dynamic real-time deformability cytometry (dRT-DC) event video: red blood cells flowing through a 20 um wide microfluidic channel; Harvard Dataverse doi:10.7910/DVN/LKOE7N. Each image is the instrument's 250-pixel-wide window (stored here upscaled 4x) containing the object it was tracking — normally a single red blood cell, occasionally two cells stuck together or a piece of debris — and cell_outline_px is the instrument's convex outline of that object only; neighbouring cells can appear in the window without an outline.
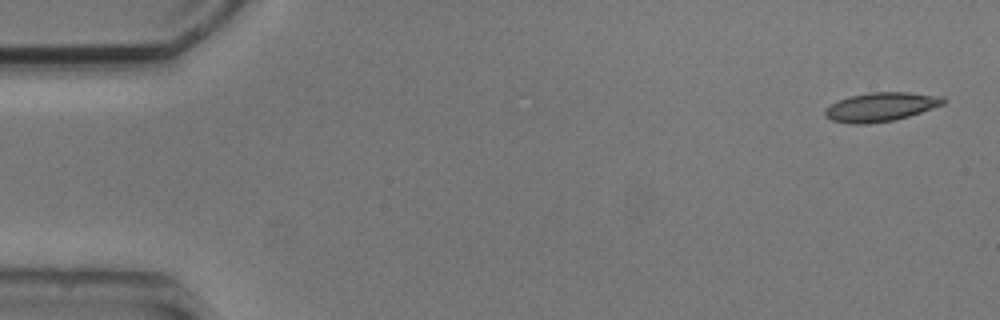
{"species": "common noctule bat (a hibernating species)", "species_latin": "Nyctalus noctula", "temperature_condition": "cold", "stored_images_in_passage": 5, "camera_frame_rate_fps": 3000, "um_per_image_px": 0.085, "animal": {"sex": "male", "body_mass_g": 20.5, "forearm_length_mm": 52.5}, "frame": {"image": 1, "passage_image": 1, "time_ms": 0.0, "image_size_px": [1000, 320], "cell_outline_px": [[948, 100], [944, 104], [908, 116], [892, 120], [868, 124], [848, 124], [832, 120], [824, 116], [824, 108], [840, 100], [852, 96], [868, 92], [908, 92], [944, 96]], "centroid_in_image_um": [74.88, 9.08], "position_along_channel_um": 10.1, "area_um2": 19.94}}